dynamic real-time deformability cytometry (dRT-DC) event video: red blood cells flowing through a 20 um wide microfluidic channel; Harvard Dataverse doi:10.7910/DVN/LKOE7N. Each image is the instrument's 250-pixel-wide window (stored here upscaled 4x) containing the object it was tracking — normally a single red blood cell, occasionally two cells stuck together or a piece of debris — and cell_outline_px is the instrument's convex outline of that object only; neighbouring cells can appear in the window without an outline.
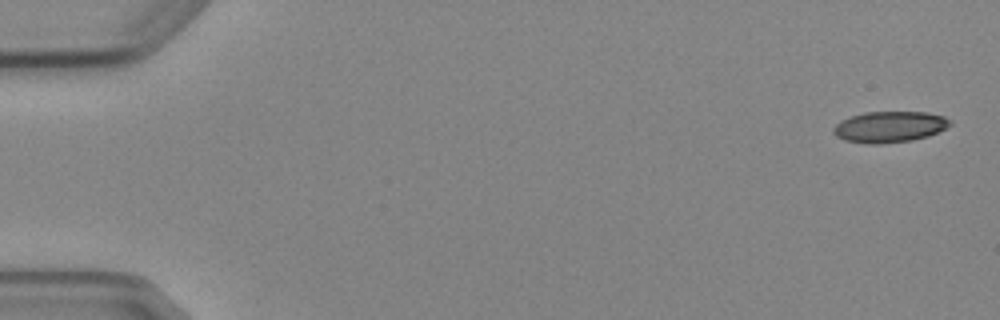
{"species": "Egyptian fruit bat (a non-hibernating species)", "species_latin": "Rousettus aegyptiacus", "temperature_condition": "cold", "stored_images_in_passage": 4, "camera_frame_rate_fps": 3000, "um_per_image_px": 0.085, "animal": {"sex": "female"}, "frame": {"image": 1, "passage_image": 1, "time_ms": 0.0, "image_size_px": [1000, 320], "cell_outline_px": [[952, 124], [928, 136], [912, 140], [880, 144], [872, 144], [844, 140], [836, 136], [832, 132], [832, 128], [840, 120], [864, 112], [928, 112], [944, 116]], "centroid_in_image_um": [75.57, 10.78], "position_along_channel_um": 9.4, "area_um2": 21.04}}